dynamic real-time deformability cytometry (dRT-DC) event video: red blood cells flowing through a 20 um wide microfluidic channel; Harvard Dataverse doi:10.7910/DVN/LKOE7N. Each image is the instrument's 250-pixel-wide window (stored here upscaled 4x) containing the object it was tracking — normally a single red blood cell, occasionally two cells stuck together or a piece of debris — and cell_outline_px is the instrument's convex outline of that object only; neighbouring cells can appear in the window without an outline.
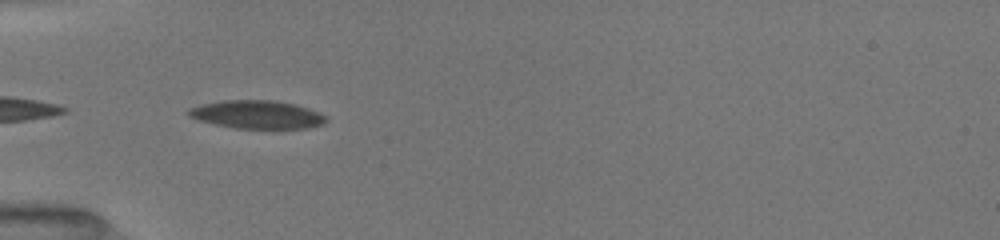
{"species": "common noctule bat (a hibernating species)", "species_latin": "Nyctalus noctula", "temperature_condition": "room temperature", "stored_images_in_passage": 17, "camera_frame_rate_fps": 3000, "um_per_image_px": 0.085, "animal": {"sex": "female", "body_mass_g": 19.5, "forearm_length_mm": 54.1}, "frame": {"image": 1, "passage_image": 12, "time_ms": 5.0, "image_size_px": [1000, 240], "cell_outline_px": [[328, 120], [324, 124], [308, 128], [236, 128], [216, 124], [200, 120], [188, 116], [184, 112], [188, 108], [200, 104], [224, 100], [276, 100], [296, 104], [320, 112], [328, 116]], "centroid_in_image_um": [21.87, 9.72], "position_along_channel_um": 63.1, "area_um2": 22.83}}
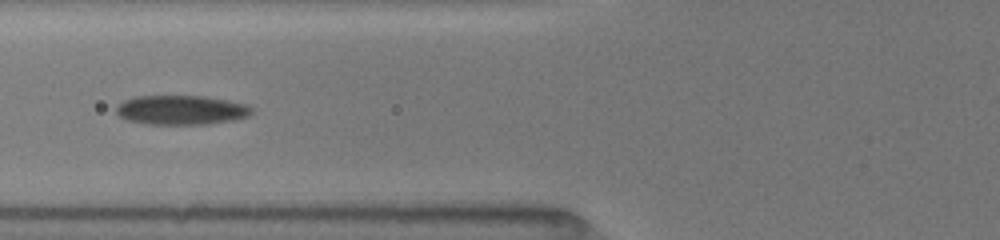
{"frame": {"image": 2, "passage_image": 15, "time_ms": 6.333, "image_size_px": [1000, 240], "cell_outline_px": [[252, 112], [248, 116], [232, 120], [208, 124], [144, 124], [128, 120], [120, 116], [116, 112], [116, 108], [124, 100], [136, 96], [204, 96], [228, 100], [248, 104], [252, 108]], "centroid_in_image_um": [15.42, 9.35], "position_along_channel_um": 110.4, "area_um2": 23.18}}